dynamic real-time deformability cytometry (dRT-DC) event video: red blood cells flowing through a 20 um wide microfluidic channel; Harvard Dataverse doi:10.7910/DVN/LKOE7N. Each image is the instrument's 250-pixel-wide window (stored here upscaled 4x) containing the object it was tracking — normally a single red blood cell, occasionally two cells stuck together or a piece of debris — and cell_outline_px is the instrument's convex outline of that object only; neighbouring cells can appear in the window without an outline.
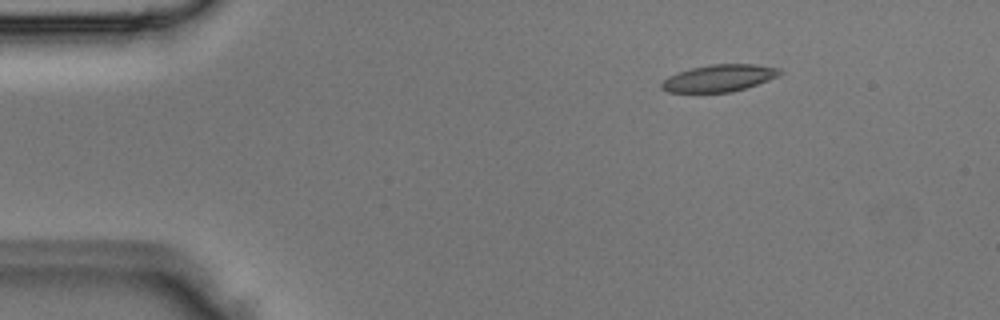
{"species": "Egyptian fruit bat (a non-hibernating species)", "species_latin": "Rousettus aegyptiacus", "temperature_condition": "room temperature", "stored_images_in_passage": 4, "segment_of_instrument_passage": [2, 2], "camera_frame_rate_fps": 3000, "um_per_image_px": 0.085, "animal": {"sex": "male"}, "frame": {"image": 1, "passage_image": 4, "time_ms": 1.0, "image_size_px": [1000, 320], "cell_outline_px": [[780, 76], [732, 92], [668, 92], [660, 88], [660, 84], [668, 76], [692, 68], [708, 64], [752, 64], [776, 68], [780, 72]], "centroid_in_image_um": [61.08, 6.64], "position_along_channel_um": 23.9, "area_um2": 18.32}}